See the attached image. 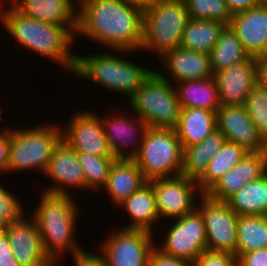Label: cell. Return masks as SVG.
<instances>
[{
	"mask_svg": "<svg viewBox=\"0 0 267 266\" xmlns=\"http://www.w3.org/2000/svg\"><path fill=\"white\" fill-rule=\"evenodd\" d=\"M237 266H267V248L242 254L237 259Z\"/></svg>",
	"mask_w": 267,
	"mask_h": 266,
	"instance_id": "f35d334b",
	"label": "cell"
},
{
	"mask_svg": "<svg viewBox=\"0 0 267 266\" xmlns=\"http://www.w3.org/2000/svg\"><path fill=\"white\" fill-rule=\"evenodd\" d=\"M197 201V210L201 213L207 239V250L229 252L236 256L238 215L226 201H217L202 194Z\"/></svg>",
	"mask_w": 267,
	"mask_h": 266,
	"instance_id": "30bf717a",
	"label": "cell"
},
{
	"mask_svg": "<svg viewBox=\"0 0 267 266\" xmlns=\"http://www.w3.org/2000/svg\"><path fill=\"white\" fill-rule=\"evenodd\" d=\"M0 266H20L16 261L7 234L0 229Z\"/></svg>",
	"mask_w": 267,
	"mask_h": 266,
	"instance_id": "ab89813d",
	"label": "cell"
},
{
	"mask_svg": "<svg viewBox=\"0 0 267 266\" xmlns=\"http://www.w3.org/2000/svg\"><path fill=\"white\" fill-rule=\"evenodd\" d=\"M3 5L0 0V22L15 42L74 72L76 55L70 50L76 37L65 26L36 20L23 15L11 4L8 8Z\"/></svg>",
	"mask_w": 267,
	"mask_h": 266,
	"instance_id": "7a4b0ae2",
	"label": "cell"
},
{
	"mask_svg": "<svg viewBox=\"0 0 267 266\" xmlns=\"http://www.w3.org/2000/svg\"><path fill=\"white\" fill-rule=\"evenodd\" d=\"M193 266H237V257L229 252L203 251Z\"/></svg>",
	"mask_w": 267,
	"mask_h": 266,
	"instance_id": "8d00e7d4",
	"label": "cell"
},
{
	"mask_svg": "<svg viewBox=\"0 0 267 266\" xmlns=\"http://www.w3.org/2000/svg\"><path fill=\"white\" fill-rule=\"evenodd\" d=\"M91 111L74 113L62 129L64 139L76 152H88L96 156H113L107 143L100 116Z\"/></svg>",
	"mask_w": 267,
	"mask_h": 266,
	"instance_id": "5bb4252c",
	"label": "cell"
},
{
	"mask_svg": "<svg viewBox=\"0 0 267 266\" xmlns=\"http://www.w3.org/2000/svg\"><path fill=\"white\" fill-rule=\"evenodd\" d=\"M134 161L147 181L181 175L183 147L175 130L148 127Z\"/></svg>",
	"mask_w": 267,
	"mask_h": 266,
	"instance_id": "ba28073f",
	"label": "cell"
},
{
	"mask_svg": "<svg viewBox=\"0 0 267 266\" xmlns=\"http://www.w3.org/2000/svg\"><path fill=\"white\" fill-rule=\"evenodd\" d=\"M41 194L39 204H36L39 206L35 208L32 218L39 228L47 256L56 265L61 260V254L68 250L72 257L85 251L74 236L78 206L71 194L61 195L43 191Z\"/></svg>",
	"mask_w": 267,
	"mask_h": 266,
	"instance_id": "3957f363",
	"label": "cell"
},
{
	"mask_svg": "<svg viewBox=\"0 0 267 266\" xmlns=\"http://www.w3.org/2000/svg\"><path fill=\"white\" fill-rule=\"evenodd\" d=\"M149 182L154 188L155 206L160 219L179 218L197 209L195 198L202 196V192L196 181L179 175Z\"/></svg>",
	"mask_w": 267,
	"mask_h": 266,
	"instance_id": "7c38bea8",
	"label": "cell"
},
{
	"mask_svg": "<svg viewBox=\"0 0 267 266\" xmlns=\"http://www.w3.org/2000/svg\"><path fill=\"white\" fill-rule=\"evenodd\" d=\"M172 220L175 222L168 228L166 239L158 248L166 254L193 264L197 257L207 250L203 217L196 209L190 214Z\"/></svg>",
	"mask_w": 267,
	"mask_h": 266,
	"instance_id": "8fae6325",
	"label": "cell"
},
{
	"mask_svg": "<svg viewBox=\"0 0 267 266\" xmlns=\"http://www.w3.org/2000/svg\"><path fill=\"white\" fill-rule=\"evenodd\" d=\"M261 4L267 5V0H260Z\"/></svg>",
	"mask_w": 267,
	"mask_h": 266,
	"instance_id": "bcb514c9",
	"label": "cell"
},
{
	"mask_svg": "<svg viewBox=\"0 0 267 266\" xmlns=\"http://www.w3.org/2000/svg\"><path fill=\"white\" fill-rule=\"evenodd\" d=\"M225 141L224 135L217 129L203 142L183 148L181 175L197 182Z\"/></svg>",
	"mask_w": 267,
	"mask_h": 266,
	"instance_id": "4316f807",
	"label": "cell"
},
{
	"mask_svg": "<svg viewBox=\"0 0 267 266\" xmlns=\"http://www.w3.org/2000/svg\"><path fill=\"white\" fill-rule=\"evenodd\" d=\"M118 208L125 210L131 219L124 229L144 230L153 233L152 225L160 221L155 206L154 188L149 181L130 195Z\"/></svg>",
	"mask_w": 267,
	"mask_h": 266,
	"instance_id": "d4e9b609",
	"label": "cell"
},
{
	"mask_svg": "<svg viewBox=\"0 0 267 266\" xmlns=\"http://www.w3.org/2000/svg\"><path fill=\"white\" fill-rule=\"evenodd\" d=\"M184 0H164L143 12V41L140 51L158 54L179 48L189 20Z\"/></svg>",
	"mask_w": 267,
	"mask_h": 266,
	"instance_id": "8992f818",
	"label": "cell"
},
{
	"mask_svg": "<svg viewBox=\"0 0 267 266\" xmlns=\"http://www.w3.org/2000/svg\"><path fill=\"white\" fill-rule=\"evenodd\" d=\"M190 19L215 20L229 25L233 14L225 0H184Z\"/></svg>",
	"mask_w": 267,
	"mask_h": 266,
	"instance_id": "836d02e7",
	"label": "cell"
},
{
	"mask_svg": "<svg viewBox=\"0 0 267 266\" xmlns=\"http://www.w3.org/2000/svg\"><path fill=\"white\" fill-rule=\"evenodd\" d=\"M74 266H107L99 253L84 251L73 257Z\"/></svg>",
	"mask_w": 267,
	"mask_h": 266,
	"instance_id": "b9f144b4",
	"label": "cell"
},
{
	"mask_svg": "<svg viewBox=\"0 0 267 266\" xmlns=\"http://www.w3.org/2000/svg\"><path fill=\"white\" fill-rule=\"evenodd\" d=\"M76 35L92 39L118 53L140 52L143 12L123 0H83Z\"/></svg>",
	"mask_w": 267,
	"mask_h": 266,
	"instance_id": "6da1fadb",
	"label": "cell"
},
{
	"mask_svg": "<svg viewBox=\"0 0 267 266\" xmlns=\"http://www.w3.org/2000/svg\"><path fill=\"white\" fill-rule=\"evenodd\" d=\"M76 155L85 175L86 190L103 189L117 159L114 156H96L88 152H76Z\"/></svg>",
	"mask_w": 267,
	"mask_h": 266,
	"instance_id": "d6a6232c",
	"label": "cell"
},
{
	"mask_svg": "<svg viewBox=\"0 0 267 266\" xmlns=\"http://www.w3.org/2000/svg\"><path fill=\"white\" fill-rule=\"evenodd\" d=\"M23 205L16 196L0 183V229L25 215Z\"/></svg>",
	"mask_w": 267,
	"mask_h": 266,
	"instance_id": "d590c367",
	"label": "cell"
},
{
	"mask_svg": "<svg viewBox=\"0 0 267 266\" xmlns=\"http://www.w3.org/2000/svg\"><path fill=\"white\" fill-rule=\"evenodd\" d=\"M10 154V130L0 132V174L7 173Z\"/></svg>",
	"mask_w": 267,
	"mask_h": 266,
	"instance_id": "60d3db41",
	"label": "cell"
},
{
	"mask_svg": "<svg viewBox=\"0 0 267 266\" xmlns=\"http://www.w3.org/2000/svg\"><path fill=\"white\" fill-rule=\"evenodd\" d=\"M221 105H245L257 84L255 57L236 63L214 74Z\"/></svg>",
	"mask_w": 267,
	"mask_h": 266,
	"instance_id": "ac0fdd59",
	"label": "cell"
},
{
	"mask_svg": "<svg viewBox=\"0 0 267 266\" xmlns=\"http://www.w3.org/2000/svg\"><path fill=\"white\" fill-rule=\"evenodd\" d=\"M229 25L250 57L267 53V5L233 14Z\"/></svg>",
	"mask_w": 267,
	"mask_h": 266,
	"instance_id": "44dd1931",
	"label": "cell"
},
{
	"mask_svg": "<svg viewBox=\"0 0 267 266\" xmlns=\"http://www.w3.org/2000/svg\"><path fill=\"white\" fill-rule=\"evenodd\" d=\"M79 5L83 0H74Z\"/></svg>",
	"mask_w": 267,
	"mask_h": 266,
	"instance_id": "7dc6e473",
	"label": "cell"
},
{
	"mask_svg": "<svg viewBox=\"0 0 267 266\" xmlns=\"http://www.w3.org/2000/svg\"><path fill=\"white\" fill-rule=\"evenodd\" d=\"M181 108H200L217 113L221 106L216 80L213 77L175 83Z\"/></svg>",
	"mask_w": 267,
	"mask_h": 266,
	"instance_id": "484cf974",
	"label": "cell"
},
{
	"mask_svg": "<svg viewBox=\"0 0 267 266\" xmlns=\"http://www.w3.org/2000/svg\"><path fill=\"white\" fill-rule=\"evenodd\" d=\"M128 5L133 6L134 8L139 9L140 11L144 12L155 5L160 4L164 0H123Z\"/></svg>",
	"mask_w": 267,
	"mask_h": 266,
	"instance_id": "f6af8a7d",
	"label": "cell"
},
{
	"mask_svg": "<svg viewBox=\"0 0 267 266\" xmlns=\"http://www.w3.org/2000/svg\"><path fill=\"white\" fill-rule=\"evenodd\" d=\"M249 58L250 55L237 38L236 32L230 25H226L210 53L213 74Z\"/></svg>",
	"mask_w": 267,
	"mask_h": 266,
	"instance_id": "4dcf8cb0",
	"label": "cell"
},
{
	"mask_svg": "<svg viewBox=\"0 0 267 266\" xmlns=\"http://www.w3.org/2000/svg\"><path fill=\"white\" fill-rule=\"evenodd\" d=\"M130 61L110 51L87 56L76 54L73 75L125 95L130 100L154 71Z\"/></svg>",
	"mask_w": 267,
	"mask_h": 266,
	"instance_id": "277c9868",
	"label": "cell"
},
{
	"mask_svg": "<svg viewBox=\"0 0 267 266\" xmlns=\"http://www.w3.org/2000/svg\"><path fill=\"white\" fill-rule=\"evenodd\" d=\"M26 216V217H25ZM20 266H57L47 256L35 220L27 215L2 229Z\"/></svg>",
	"mask_w": 267,
	"mask_h": 266,
	"instance_id": "9a60e30c",
	"label": "cell"
},
{
	"mask_svg": "<svg viewBox=\"0 0 267 266\" xmlns=\"http://www.w3.org/2000/svg\"><path fill=\"white\" fill-rule=\"evenodd\" d=\"M147 182L134 160H116L103 189L109 195L113 205L118 207Z\"/></svg>",
	"mask_w": 267,
	"mask_h": 266,
	"instance_id": "603a6c76",
	"label": "cell"
},
{
	"mask_svg": "<svg viewBox=\"0 0 267 266\" xmlns=\"http://www.w3.org/2000/svg\"><path fill=\"white\" fill-rule=\"evenodd\" d=\"M244 106L258 133L267 142V89L256 84Z\"/></svg>",
	"mask_w": 267,
	"mask_h": 266,
	"instance_id": "e575fe53",
	"label": "cell"
},
{
	"mask_svg": "<svg viewBox=\"0 0 267 266\" xmlns=\"http://www.w3.org/2000/svg\"><path fill=\"white\" fill-rule=\"evenodd\" d=\"M248 152L236 143L225 141L209 161L204 175L197 181L202 194H206L228 171L236 166Z\"/></svg>",
	"mask_w": 267,
	"mask_h": 266,
	"instance_id": "f1b7e54d",
	"label": "cell"
},
{
	"mask_svg": "<svg viewBox=\"0 0 267 266\" xmlns=\"http://www.w3.org/2000/svg\"><path fill=\"white\" fill-rule=\"evenodd\" d=\"M232 14L248 10L261 4L260 0H225Z\"/></svg>",
	"mask_w": 267,
	"mask_h": 266,
	"instance_id": "ee69618b",
	"label": "cell"
},
{
	"mask_svg": "<svg viewBox=\"0 0 267 266\" xmlns=\"http://www.w3.org/2000/svg\"><path fill=\"white\" fill-rule=\"evenodd\" d=\"M158 60L163 63L165 73L157 72L172 84L173 82L199 80L214 76L211 69L210 54L204 52L179 47L165 53Z\"/></svg>",
	"mask_w": 267,
	"mask_h": 266,
	"instance_id": "d6986e66",
	"label": "cell"
},
{
	"mask_svg": "<svg viewBox=\"0 0 267 266\" xmlns=\"http://www.w3.org/2000/svg\"><path fill=\"white\" fill-rule=\"evenodd\" d=\"M156 246L151 251L149 266H193L191 262L166 254Z\"/></svg>",
	"mask_w": 267,
	"mask_h": 266,
	"instance_id": "74e56055",
	"label": "cell"
},
{
	"mask_svg": "<svg viewBox=\"0 0 267 266\" xmlns=\"http://www.w3.org/2000/svg\"><path fill=\"white\" fill-rule=\"evenodd\" d=\"M23 15L45 23L65 26L75 37L78 30L77 3L74 0H10Z\"/></svg>",
	"mask_w": 267,
	"mask_h": 266,
	"instance_id": "7402d4cb",
	"label": "cell"
},
{
	"mask_svg": "<svg viewBox=\"0 0 267 266\" xmlns=\"http://www.w3.org/2000/svg\"><path fill=\"white\" fill-rule=\"evenodd\" d=\"M255 61L257 84L267 89V53L257 56Z\"/></svg>",
	"mask_w": 267,
	"mask_h": 266,
	"instance_id": "7bdbcfd3",
	"label": "cell"
},
{
	"mask_svg": "<svg viewBox=\"0 0 267 266\" xmlns=\"http://www.w3.org/2000/svg\"><path fill=\"white\" fill-rule=\"evenodd\" d=\"M174 130L183 148L199 144L217 130V114L200 108H181Z\"/></svg>",
	"mask_w": 267,
	"mask_h": 266,
	"instance_id": "cb8c5ba5",
	"label": "cell"
},
{
	"mask_svg": "<svg viewBox=\"0 0 267 266\" xmlns=\"http://www.w3.org/2000/svg\"><path fill=\"white\" fill-rule=\"evenodd\" d=\"M153 235L122 227L103 239L97 250L107 266H149L150 254L156 245Z\"/></svg>",
	"mask_w": 267,
	"mask_h": 266,
	"instance_id": "9c48e42d",
	"label": "cell"
},
{
	"mask_svg": "<svg viewBox=\"0 0 267 266\" xmlns=\"http://www.w3.org/2000/svg\"><path fill=\"white\" fill-rule=\"evenodd\" d=\"M123 112L112 113L106 118L101 116V120L112 155L117 160H134L140 153L148 125L137 115L134 117Z\"/></svg>",
	"mask_w": 267,
	"mask_h": 266,
	"instance_id": "4fadbf2b",
	"label": "cell"
},
{
	"mask_svg": "<svg viewBox=\"0 0 267 266\" xmlns=\"http://www.w3.org/2000/svg\"><path fill=\"white\" fill-rule=\"evenodd\" d=\"M266 172L267 151L248 152L206 194L214 200L226 201L244 185L260 178Z\"/></svg>",
	"mask_w": 267,
	"mask_h": 266,
	"instance_id": "ffe728a7",
	"label": "cell"
},
{
	"mask_svg": "<svg viewBox=\"0 0 267 266\" xmlns=\"http://www.w3.org/2000/svg\"><path fill=\"white\" fill-rule=\"evenodd\" d=\"M237 259L245 253L267 248V216H238Z\"/></svg>",
	"mask_w": 267,
	"mask_h": 266,
	"instance_id": "1f68e13d",
	"label": "cell"
},
{
	"mask_svg": "<svg viewBox=\"0 0 267 266\" xmlns=\"http://www.w3.org/2000/svg\"><path fill=\"white\" fill-rule=\"evenodd\" d=\"M0 112H1V111H0ZM0 116H1V115H0ZM0 119H1V117H0ZM0 121H1V120H0ZM6 129H9L8 126H7V128H4V129L2 128V129L0 130V132L4 131V130H6Z\"/></svg>",
	"mask_w": 267,
	"mask_h": 266,
	"instance_id": "c3c4849f",
	"label": "cell"
},
{
	"mask_svg": "<svg viewBox=\"0 0 267 266\" xmlns=\"http://www.w3.org/2000/svg\"><path fill=\"white\" fill-rule=\"evenodd\" d=\"M225 26L226 24L215 20L189 19L180 47L210 54Z\"/></svg>",
	"mask_w": 267,
	"mask_h": 266,
	"instance_id": "f546056e",
	"label": "cell"
},
{
	"mask_svg": "<svg viewBox=\"0 0 267 266\" xmlns=\"http://www.w3.org/2000/svg\"><path fill=\"white\" fill-rule=\"evenodd\" d=\"M226 202L238 216H267V172L244 185Z\"/></svg>",
	"mask_w": 267,
	"mask_h": 266,
	"instance_id": "83f0119b",
	"label": "cell"
},
{
	"mask_svg": "<svg viewBox=\"0 0 267 266\" xmlns=\"http://www.w3.org/2000/svg\"><path fill=\"white\" fill-rule=\"evenodd\" d=\"M217 129L226 141L247 152L267 151V142L258 133L244 105H221L217 110Z\"/></svg>",
	"mask_w": 267,
	"mask_h": 266,
	"instance_id": "2e32d148",
	"label": "cell"
},
{
	"mask_svg": "<svg viewBox=\"0 0 267 266\" xmlns=\"http://www.w3.org/2000/svg\"><path fill=\"white\" fill-rule=\"evenodd\" d=\"M175 87L154 70L129 100L134 116L150 128L174 129L181 111Z\"/></svg>",
	"mask_w": 267,
	"mask_h": 266,
	"instance_id": "52a82bcc",
	"label": "cell"
},
{
	"mask_svg": "<svg viewBox=\"0 0 267 266\" xmlns=\"http://www.w3.org/2000/svg\"><path fill=\"white\" fill-rule=\"evenodd\" d=\"M44 174L56 185L43 189V192L70 195L66 187L86 190L85 175L76 151L64 139L55 146Z\"/></svg>",
	"mask_w": 267,
	"mask_h": 266,
	"instance_id": "e0dca14e",
	"label": "cell"
},
{
	"mask_svg": "<svg viewBox=\"0 0 267 266\" xmlns=\"http://www.w3.org/2000/svg\"><path fill=\"white\" fill-rule=\"evenodd\" d=\"M9 129L10 154L7 172L32 171L36 168L44 174L55 146L62 139L63 128L46 122L35 128Z\"/></svg>",
	"mask_w": 267,
	"mask_h": 266,
	"instance_id": "5b68a950",
	"label": "cell"
}]
</instances>
